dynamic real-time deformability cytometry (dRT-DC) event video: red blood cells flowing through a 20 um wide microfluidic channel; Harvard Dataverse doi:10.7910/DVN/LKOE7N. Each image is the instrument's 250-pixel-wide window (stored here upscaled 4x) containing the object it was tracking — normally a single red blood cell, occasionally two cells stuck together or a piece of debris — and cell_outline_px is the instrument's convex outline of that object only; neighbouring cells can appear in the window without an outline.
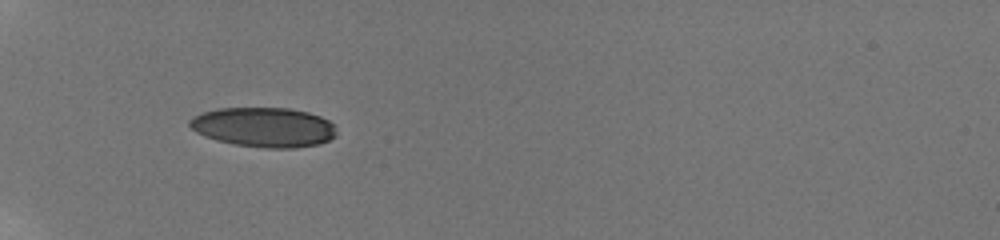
{"species": "human", "species_latin": "Homo sapiens", "temperature_condition": "room temperature", "stored_images_in_passage": 2, "camera_frame_rate_fps": 3000, "um_per_image_px": 0.085, "donor": {"sex": "male"}, "frame": {"image": 1, "passage_image": 1, "time_ms": 0.0, "image_size_px": [1000, 240], "cell_outline_px": [[336, 136], [320, 144], [292, 148], [264, 148], [236, 144], [216, 140], [204, 136], [196, 132], [188, 124], [188, 120], [192, 116], [216, 108], [288, 108], [308, 112], [320, 116], [328, 120], [332, 124], [336, 132]], "centroid_in_image_um": [22.4, 10.81], "position_along_channel_um": 62.6, "area_um2": 33.99}}